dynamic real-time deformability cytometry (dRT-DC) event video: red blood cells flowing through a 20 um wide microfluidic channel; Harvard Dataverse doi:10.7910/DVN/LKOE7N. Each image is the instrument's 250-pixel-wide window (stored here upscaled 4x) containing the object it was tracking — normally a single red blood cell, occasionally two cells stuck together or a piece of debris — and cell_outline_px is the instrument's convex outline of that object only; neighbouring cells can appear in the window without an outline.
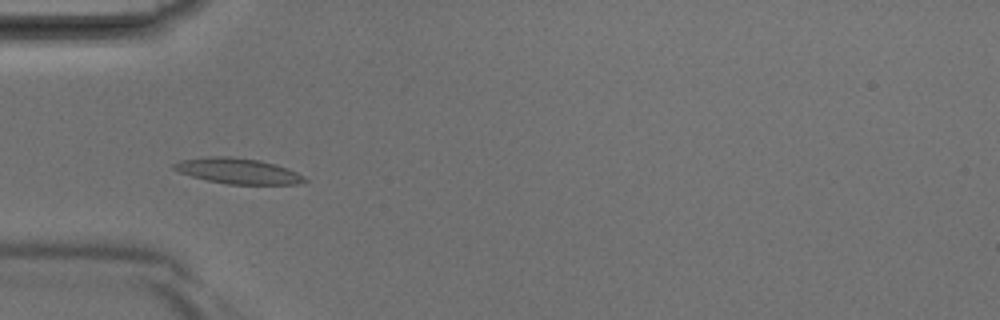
{"species": "Egyptian fruit bat (a non-hibernating species)", "species_latin": "Rousettus aegyptiacus", "temperature_condition": "room temperature", "stored_images_in_passage": 41, "camera_frame_rate_fps": 3000, "um_per_image_px": 0.085, "animal": {"sex": "male"}, "frame": {"image": 1, "passage_image": 13, "time_ms": 4.0, "image_size_px": [1000, 320], "cell_outline_px": [[308, 180], [296, 184], [228, 184], [208, 180], [192, 176], [180, 172], [172, 168], [172, 164], [180, 160], [208, 156], [228, 156], [260, 160], [276, 164], [288, 168], [304, 176]], "centroid_in_image_um": [20.22, 14.52], "position_along_channel_um": 64.8, "area_um2": 19.42}}
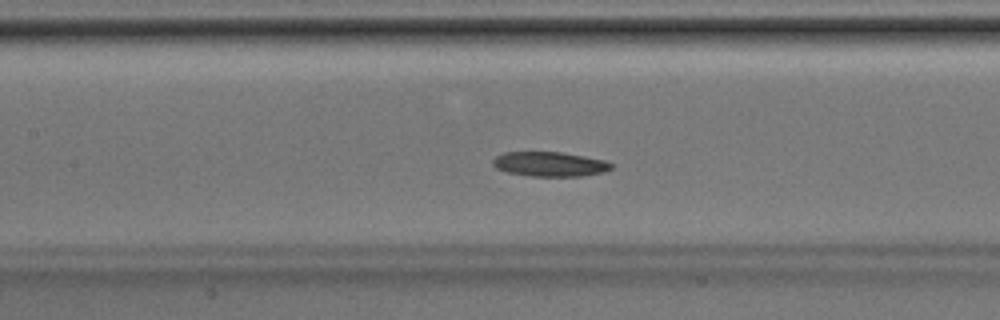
{"frame": {"image": 2, "passage_image": 19, "time_ms": 6.0, "image_size_px": [1000, 320], "cell_outline_px": [[612, 168], [604, 172], [580, 176], [532, 176], [508, 172], [496, 168], [492, 164], [492, 160], [496, 156], [504, 152], [560, 152], [584, 156], [604, 160], [612, 164]], "centroid_in_image_um": [46.71, 13.95], "position_along_channel_um": 160.7, "area_um2": 16.88}}
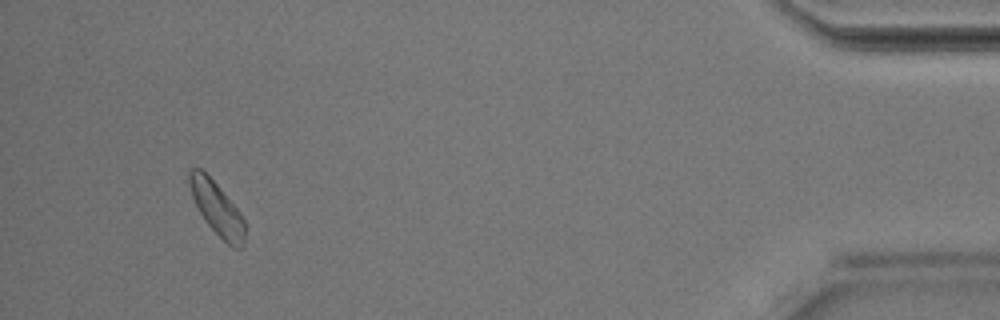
{"frame": {"image": 3, "passage_image": 39, "time_ms": 12.667, "image_size_px": [1000, 320], "cell_outline_px": [[244, 244], [240, 248], [232, 248], [204, 220], [192, 196], [188, 184], [188, 172], [192, 168], [200, 168], [216, 184], [240, 212], [244, 220]], "centroid_in_image_um": [18.42, 17.71], "position_along_channel_um": 416.8, "area_um2": 16.76}}